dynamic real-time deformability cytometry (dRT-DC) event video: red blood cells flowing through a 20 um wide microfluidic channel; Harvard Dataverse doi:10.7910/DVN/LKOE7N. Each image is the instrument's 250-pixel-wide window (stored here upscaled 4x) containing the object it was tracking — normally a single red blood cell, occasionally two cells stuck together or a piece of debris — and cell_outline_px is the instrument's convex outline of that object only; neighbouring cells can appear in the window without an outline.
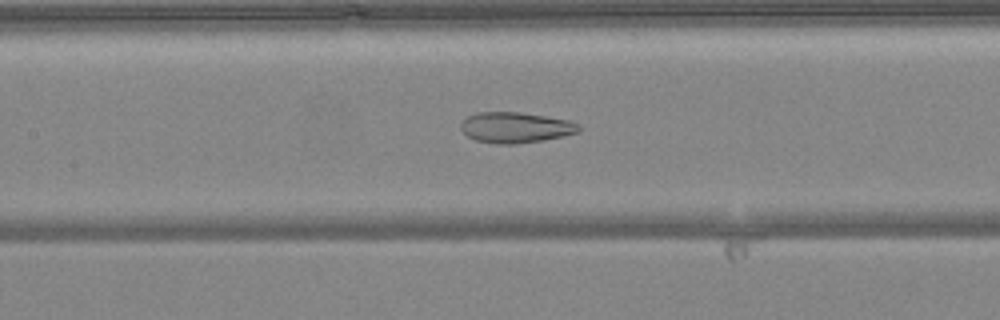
{"species": "common noctule bat (a hibernating species)", "species_latin": "Nyctalus noctula", "temperature_condition": "warm", "stored_images_in_passage": 49, "camera_frame_rate_fps": 3000, "um_per_image_px": 0.085, "animal": {"sex": "female", "body_mass_g": 24.6, "forearm_length_mm": 56.2}, "frame": {"image": 1, "passage_image": 22, "time_ms": 7.0, "image_size_px": [1000, 320], "cell_outline_px": [[584, 128], [580, 132], [564, 136], [544, 140], [516, 144], [496, 144], [476, 140], [468, 136], [460, 128], [460, 124], [468, 116], [476, 112], [520, 112], [568, 120], [580, 124]], "centroid_in_image_um": [43.87, 10.84], "position_along_channel_um": 163.5, "area_um2": 21.27}}
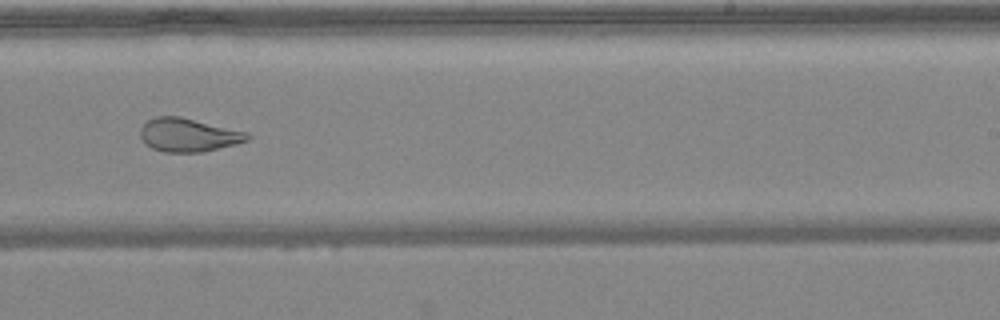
{"frame": {"image": 2, "passage_image": 30, "time_ms": 9.667, "image_size_px": [1000, 320], "cell_outline_px": [[252, 136], [248, 140], [236, 144], [204, 152], [164, 152], [152, 148], [144, 144], [140, 136], [140, 128], [148, 120], [156, 116], [180, 116], [248, 132]], "centroid_in_image_um": [16.01, 11.47], "position_along_channel_um": 273.0, "area_um2": 21.04}}
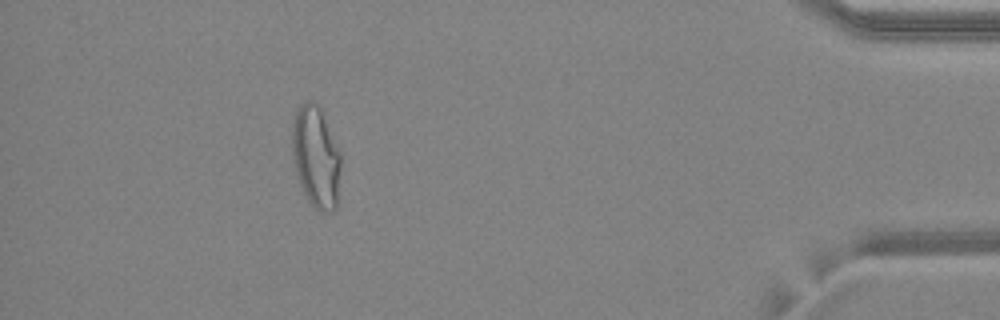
{"frame": {"image": 3, "passage_image": 44, "time_ms": 14.333, "image_size_px": [1000, 320], "cell_outline_px": [[340, 168], [336, 208], [332, 212], [320, 212], [308, 200], [300, 184], [292, 160], [292, 128], [296, 112], [300, 104], [304, 100], [312, 100], [320, 108], [340, 152]], "centroid_in_image_um": [26.84, 13.34], "position_along_channel_um": 408.4, "area_um2": 28.67}, "authors_computed_cell_mechanics": {"area_um2": 26.5302, "velocity_mm_per_s": 4.1159, "shape_relaxation_time_tau1_ms": null, "shape_relaxation_time_tau2_ms": 1.5856, "deformation_change_tau1": null, "deformation_change_tau2": 0.0913}}